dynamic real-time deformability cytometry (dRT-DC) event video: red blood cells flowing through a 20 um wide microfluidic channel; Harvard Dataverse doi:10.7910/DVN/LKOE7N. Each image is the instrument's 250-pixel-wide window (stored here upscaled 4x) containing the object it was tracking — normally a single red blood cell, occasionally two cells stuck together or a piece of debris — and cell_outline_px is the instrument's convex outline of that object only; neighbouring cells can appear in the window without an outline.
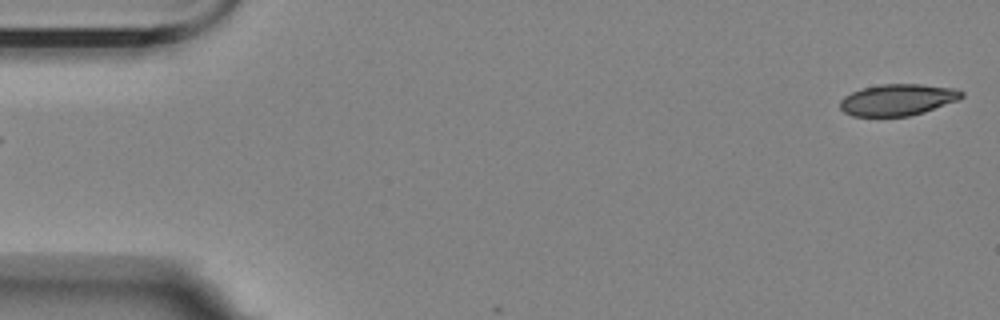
{"species": "Egyptian fruit bat (a non-hibernating species)", "species_latin": "Rousettus aegyptiacus", "temperature_condition": "room temperature", "stored_images_in_passage": 4, "segment_of_instrument_passage": [2, 2], "camera_frame_rate_fps": 3000, "um_per_image_px": 0.085, "animal": {"sex": "female"}, "frame": {"image": 1, "passage_image": 4, "time_ms": 3.667, "image_size_px": [1000, 320], "cell_outline_px": [[964, 96], [956, 100], [924, 112], [908, 116], [852, 116], [844, 112], [840, 108], [840, 100], [844, 96], [852, 92], [864, 88], [880, 84], [920, 84], [952, 88], [964, 92]], "centroid_in_image_um": [76.27, 8.48], "position_along_channel_um": 8.7, "area_um2": 22.08}}